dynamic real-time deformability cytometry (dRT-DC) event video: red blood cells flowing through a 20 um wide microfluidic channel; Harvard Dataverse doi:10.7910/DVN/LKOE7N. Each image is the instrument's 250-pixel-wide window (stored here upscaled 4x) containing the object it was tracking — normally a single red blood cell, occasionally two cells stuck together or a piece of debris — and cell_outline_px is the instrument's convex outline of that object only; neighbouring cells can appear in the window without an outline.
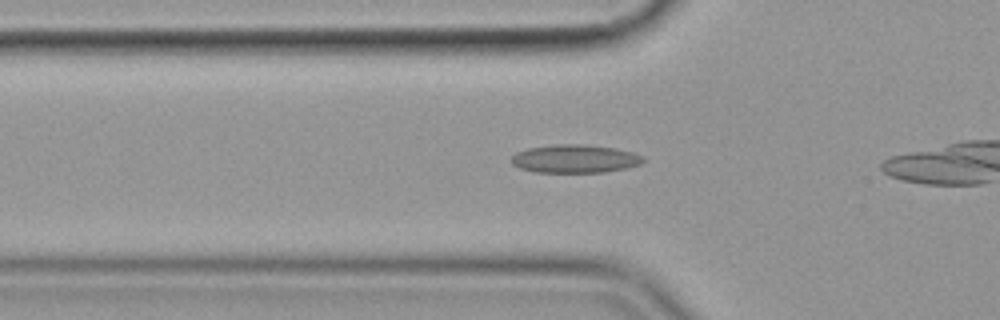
{"species": "common noctule bat (a hibernating species)", "species_latin": "Nyctalus noctula", "temperature_condition": "cold", "stored_images_in_passage": 36, "camera_frame_rate_fps": 3000, "um_per_image_px": 0.085, "animal": {"sex": "female", "body_mass_g": 19.9}, "frame": {"image": 1, "passage_image": 10, "time_ms": 3.0, "image_size_px": [1000, 320], "cell_outline_px": [[644, 160], [640, 164], [624, 168], [604, 172], [532, 172], [520, 168], [512, 164], [512, 156], [516, 152], [528, 148], [556, 144], [584, 144], [612, 148], [632, 152], [644, 156]], "centroid_in_image_um": [48.84, 13.49], "position_along_channel_um": 77.0, "area_um2": 21.56}}
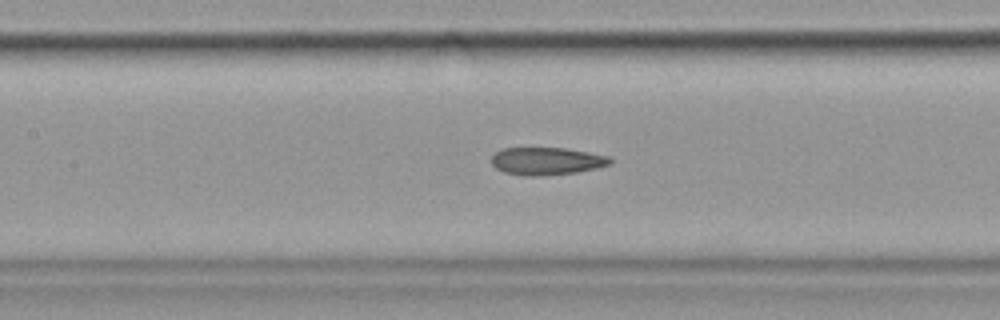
{"frame": {"image": 2, "passage_image": 17, "time_ms": 5.333, "image_size_px": [1000, 320], "cell_outline_px": [[612, 164], [596, 168], [576, 172], [540, 176], [524, 176], [504, 172], [496, 168], [492, 164], [492, 156], [496, 152], [504, 148], [564, 148], [608, 156], [612, 160]], "centroid_in_image_um": [46.46, 13.7], "position_along_channel_um": 160.9, "area_um2": 18.96}}
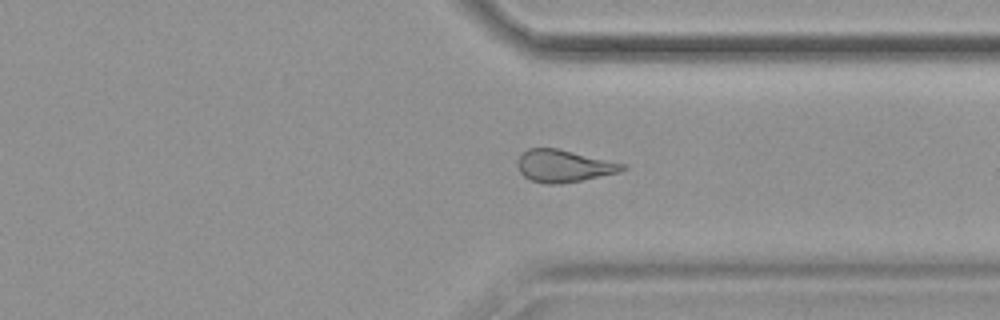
{"frame": {"image": 3, "passage_image": 34, "time_ms": 11.0, "image_size_px": [1000, 320], "cell_outline_px": [[628, 168], [620, 172], [580, 180], [556, 184], [544, 184], [532, 180], [524, 176], [520, 172], [516, 164], [520, 156], [528, 148], [556, 148], [628, 164]], "centroid_in_image_um": [47.94, 14.1], "position_along_channel_um": 363.5, "area_um2": 19.65}}